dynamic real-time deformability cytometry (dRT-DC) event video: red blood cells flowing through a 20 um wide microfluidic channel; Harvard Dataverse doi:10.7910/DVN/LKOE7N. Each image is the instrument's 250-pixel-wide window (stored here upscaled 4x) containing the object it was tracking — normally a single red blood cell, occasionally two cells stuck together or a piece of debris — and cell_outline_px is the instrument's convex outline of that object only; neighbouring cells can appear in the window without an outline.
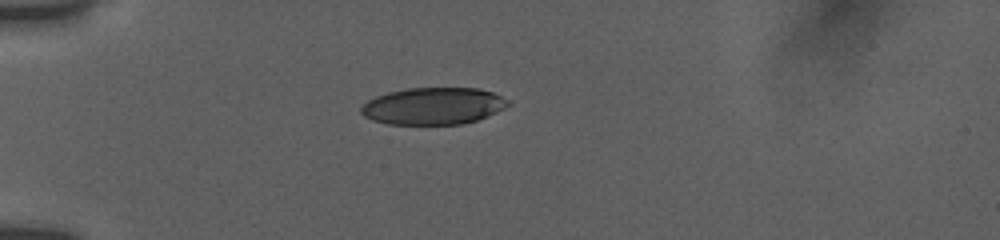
{"species": "human", "species_latin": "Homo sapiens", "temperature_condition": "room temperature", "stored_images_in_passage": 49, "camera_frame_rate_fps": 3000, "um_per_image_px": 0.085, "donor": {"sex": "female"}, "frame": {"image": 1, "passage_image": 1, "time_ms": 0.0, "image_size_px": [1000, 240], "cell_outline_px": [[512, 104], [496, 112], [476, 120], [460, 124], [388, 124], [372, 120], [364, 116], [360, 112], [360, 108], [368, 100], [376, 96], [388, 92], [408, 88], [476, 88], [492, 92], [508, 100]], "centroid_in_image_um": [36.81, 9.01], "position_along_channel_um": 48.2, "area_um2": 31.56}}
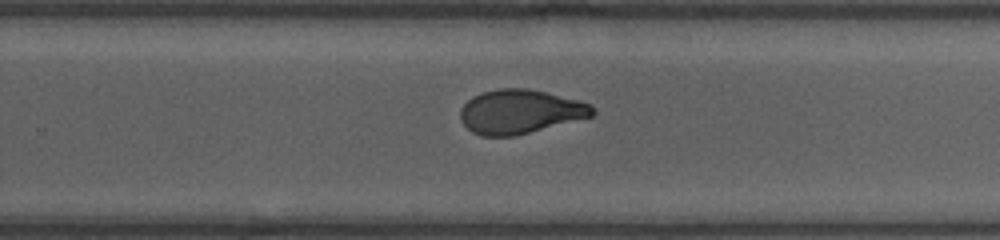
{"frame": {"image": 2, "passage_image": 24, "time_ms": 7.0, "image_size_px": [1000, 240], "cell_outline_px": [[596, 112], [592, 116], [512, 136], [480, 136], [472, 132], [460, 120], [460, 108], [472, 96], [484, 92], [500, 88], [528, 88], [592, 104]], "centroid_in_image_um": [44.17, 9.49], "position_along_channel_um": 285.6, "area_um2": 33.52}}
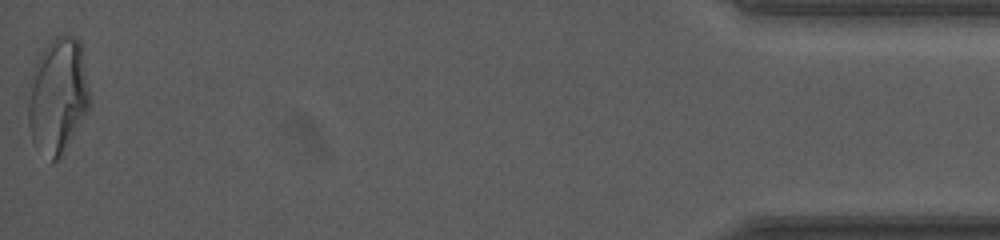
{"frame": {"image": 3, "passage_image": 48, "time_ms": 13.0, "image_size_px": [1000, 240], "cell_outline_px": [[88, 108], [64, 156], [60, 160], [52, 164], [32, 140], [28, 124], [28, 80], [36, 60], [40, 52], [56, 36], [72, 36], [80, 40], [88, 92]], "centroid_in_image_um": [4.87, 8.2], "position_along_channel_um": 430.3, "area_um2": 41.67}, "authors_computed_cell_mechanics": {"area_um2": 34.969, "velocity_mm_per_s": 3.7917, "shape_relaxation_time_tau1_ms": 9.9562, "shape_relaxation_time_tau2_ms": 1.7498, "deformation_change_tau1": 0.2512, "deformation_change_tau2": 0.0674}}